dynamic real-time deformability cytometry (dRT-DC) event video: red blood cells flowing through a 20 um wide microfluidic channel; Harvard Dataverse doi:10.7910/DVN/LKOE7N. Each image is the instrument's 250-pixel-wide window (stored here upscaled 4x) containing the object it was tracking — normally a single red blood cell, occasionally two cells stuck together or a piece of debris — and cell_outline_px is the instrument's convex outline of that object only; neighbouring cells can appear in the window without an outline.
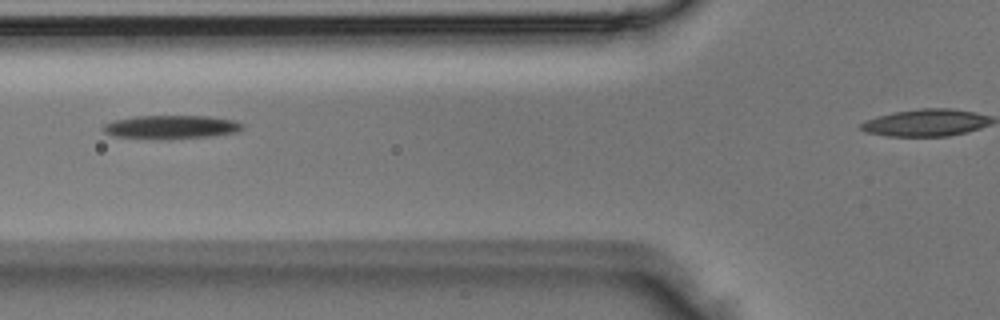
{"species": "Egyptian fruit bat (a non-hibernating species)", "species_latin": "Rousettus aegyptiacus", "temperature_condition": "room temperature", "stored_images_in_passage": 4, "segment_of_instrument_passage": [1, 2], "camera_frame_rate_fps": 3000, "um_per_image_px": 0.085, "animal": {"sex": "male"}, "frame": {"image": 1, "passage_image": 3, "time_ms": 0.667, "image_size_px": [1000, 320], "cell_outline_px": [[244, 128], [236, 132], [212, 136], [168, 140], [156, 140], [112, 136], [104, 132], [100, 128], [104, 124], [116, 120], [136, 116], [208, 116], [232, 120], [244, 124]], "centroid_in_image_um": [14.51, 10.82], "position_along_channel_um": 111.3, "area_um2": 19.48}}